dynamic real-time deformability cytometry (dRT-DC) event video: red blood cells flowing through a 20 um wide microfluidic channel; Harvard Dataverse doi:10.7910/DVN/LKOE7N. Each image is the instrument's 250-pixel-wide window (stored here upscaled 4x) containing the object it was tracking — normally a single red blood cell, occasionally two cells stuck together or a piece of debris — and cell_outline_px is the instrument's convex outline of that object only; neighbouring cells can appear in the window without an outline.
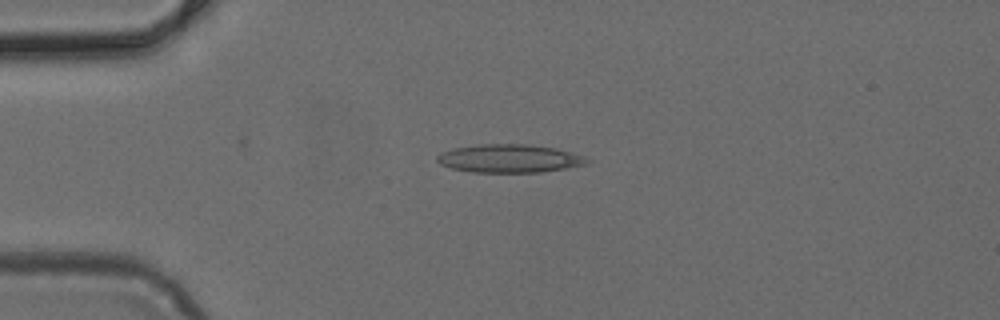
{"species": "common noctule bat (a hibernating species)", "species_latin": "Nyctalus noctula", "temperature_condition": "cold", "stored_images_in_passage": 5, "camera_frame_rate_fps": 3000, "um_per_image_px": 0.085, "animal": {"sex": "female", "body_mass_g": 24.6, "forearm_length_mm": 56.2}, "frame": {"image": 1, "passage_image": 3, "time_ms": 0.667, "image_size_px": [1000, 320], "cell_outline_px": [[592, 160], [588, 164], [540, 172], [472, 172], [452, 168], [440, 164], [436, 160], [436, 156], [440, 152], [452, 148], [480, 144], [528, 144], [556, 148], [584, 156]], "centroid_in_image_um": [43.29, 13.46], "position_along_channel_um": 41.7, "area_um2": 24.74}}
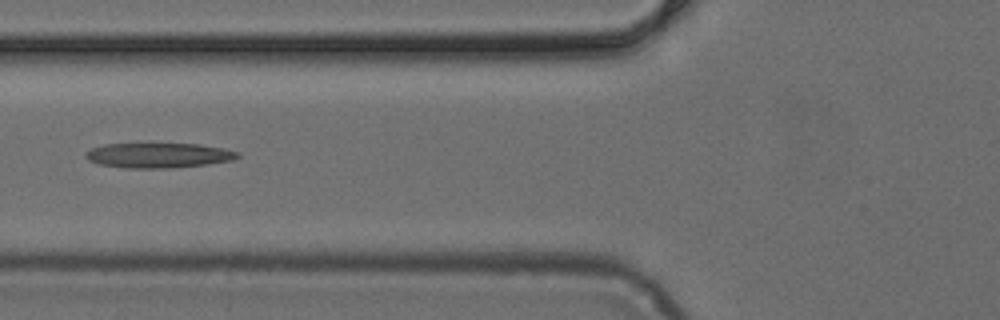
{"frame": {"image": 2, "passage_image": 5, "time_ms": 1.333, "image_size_px": [1000, 320], "cell_outline_px": [[240, 156], [232, 160], [208, 164], [172, 168], [128, 168], [100, 164], [88, 160], [84, 156], [92, 148], [104, 144], [148, 140], [200, 144], [224, 148], [240, 152]], "centroid_in_image_um": [13.48, 13.14], "position_along_channel_um": 112.3, "area_um2": 23.41}}